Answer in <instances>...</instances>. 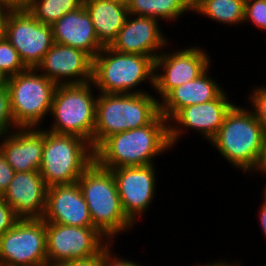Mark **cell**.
Listing matches in <instances>:
<instances>
[{
  "instance_id": "cell-1",
  "label": "cell",
  "mask_w": 266,
  "mask_h": 266,
  "mask_svg": "<svg viewBox=\"0 0 266 266\" xmlns=\"http://www.w3.org/2000/svg\"><path fill=\"white\" fill-rule=\"evenodd\" d=\"M168 125L159 114L144 127L109 136L94 150L95 162L108 170L154 164L155 156L171 150Z\"/></svg>"
},
{
  "instance_id": "cell-2",
  "label": "cell",
  "mask_w": 266,
  "mask_h": 266,
  "mask_svg": "<svg viewBox=\"0 0 266 266\" xmlns=\"http://www.w3.org/2000/svg\"><path fill=\"white\" fill-rule=\"evenodd\" d=\"M247 108L234 105L210 143L235 169L250 174L260 167L266 132Z\"/></svg>"
},
{
  "instance_id": "cell-3",
  "label": "cell",
  "mask_w": 266,
  "mask_h": 266,
  "mask_svg": "<svg viewBox=\"0 0 266 266\" xmlns=\"http://www.w3.org/2000/svg\"><path fill=\"white\" fill-rule=\"evenodd\" d=\"M98 94L92 138L94 150L109 136L144 127L160 114L159 101L150 92L140 94L99 92Z\"/></svg>"
},
{
  "instance_id": "cell-4",
  "label": "cell",
  "mask_w": 266,
  "mask_h": 266,
  "mask_svg": "<svg viewBox=\"0 0 266 266\" xmlns=\"http://www.w3.org/2000/svg\"><path fill=\"white\" fill-rule=\"evenodd\" d=\"M89 208L93 227L109 242L134 224L126 217L112 172L100 167L95 161L77 181ZM132 227V228H131Z\"/></svg>"
},
{
  "instance_id": "cell-5",
  "label": "cell",
  "mask_w": 266,
  "mask_h": 266,
  "mask_svg": "<svg viewBox=\"0 0 266 266\" xmlns=\"http://www.w3.org/2000/svg\"><path fill=\"white\" fill-rule=\"evenodd\" d=\"M155 59L125 54L104 46L93 59L92 82L101 93L140 94L141 83H150L154 90Z\"/></svg>"
},
{
  "instance_id": "cell-6",
  "label": "cell",
  "mask_w": 266,
  "mask_h": 266,
  "mask_svg": "<svg viewBox=\"0 0 266 266\" xmlns=\"http://www.w3.org/2000/svg\"><path fill=\"white\" fill-rule=\"evenodd\" d=\"M94 161V149L87 140L44 129L39 173L48 187L76 183Z\"/></svg>"
},
{
  "instance_id": "cell-7",
  "label": "cell",
  "mask_w": 266,
  "mask_h": 266,
  "mask_svg": "<svg viewBox=\"0 0 266 266\" xmlns=\"http://www.w3.org/2000/svg\"><path fill=\"white\" fill-rule=\"evenodd\" d=\"M93 87L92 81L57 85L50 112L54 120L48 131L76 135L92 145L97 103Z\"/></svg>"
},
{
  "instance_id": "cell-8",
  "label": "cell",
  "mask_w": 266,
  "mask_h": 266,
  "mask_svg": "<svg viewBox=\"0 0 266 266\" xmlns=\"http://www.w3.org/2000/svg\"><path fill=\"white\" fill-rule=\"evenodd\" d=\"M6 87L15 125L18 128L40 127L45 116L50 115L57 85L36 68H27L9 77Z\"/></svg>"
},
{
  "instance_id": "cell-9",
  "label": "cell",
  "mask_w": 266,
  "mask_h": 266,
  "mask_svg": "<svg viewBox=\"0 0 266 266\" xmlns=\"http://www.w3.org/2000/svg\"><path fill=\"white\" fill-rule=\"evenodd\" d=\"M46 264V222L42 218L19 219L0 237V266Z\"/></svg>"
},
{
  "instance_id": "cell-10",
  "label": "cell",
  "mask_w": 266,
  "mask_h": 266,
  "mask_svg": "<svg viewBox=\"0 0 266 266\" xmlns=\"http://www.w3.org/2000/svg\"><path fill=\"white\" fill-rule=\"evenodd\" d=\"M110 243L95 227L46 222L47 261L50 265L95 257Z\"/></svg>"
},
{
  "instance_id": "cell-11",
  "label": "cell",
  "mask_w": 266,
  "mask_h": 266,
  "mask_svg": "<svg viewBox=\"0 0 266 266\" xmlns=\"http://www.w3.org/2000/svg\"><path fill=\"white\" fill-rule=\"evenodd\" d=\"M5 38L27 68H36L54 44L52 26L39 22L28 11L9 13Z\"/></svg>"
},
{
  "instance_id": "cell-12",
  "label": "cell",
  "mask_w": 266,
  "mask_h": 266,
  "mask_svg": "<svg viewBox=\"0 0 266 266\" xmlns=\"http://www.w3.org/2000/svg\"><path fill=\"white\" fill-rule=\"evenodd\" d=\"M205 49L186 47L161 52L155 59L154 89L160 102L173 88L199 77L211 64ZM162 71V73L158 71Z\"/></svg>"
},
{
  "instance_id": "cell-13",
  "label": "cell",
  "mask_w": 266,
  "mask_h": 266,
  "mask_svg": "<svg viewBox=\"0 0 266 266\" xmlns=\"http://www.w3.org/2000/svg\"><path fill=\"white\" fill-rule=\"evenodd\" d=\"M154 164L147 166H125L111 169L120 196L124 214L133 223L153 202L156 193V173Z\"/></svg>"
},
{
  "instance_id": "cell-14",
  "label": "cell",
  "mask_w": 266,
  "mask_h": 266,
  "mask_svg": "<svg viewBox=\"0 0 266 266\" xmlns=\"http://www.w3.org/2000/svg\"><path fill=\"white\" fill-rule=\"evenodd\" d=\"M224 90L216 99L193 104L179 110L169 121V140L172 147L185 133V128L198 131L208 142L217 134L226 114L235 105ZM174 124V125H173Z\"/></svg>"
},
{
  "instance_id": "cell-15",
  "label": "cell",
  "mask_w": 266,
  "mask_h": 266,
  "mask_svg": "<svg viewBox=\"0 0 266 266\" xmlns=\"http://www.w3.org/2000/svg\"><path fill=\"white\" fill-rule=\"evenodd\" d=\"M93 59L83 50L54 43L37 65V71L56 85L92 81ZM43 72V73H42Z\"/></svg>"
},
{
  "instance_id": "cell-16",
  "label": "cell",
  "mask_w": 266,
  "mask_h": 266,
  "mask_svg": "<svg viewBox=\"0 0 266 266\" xmlns=\"http://www.w3.org/2000/svg\"><path fill=\"white\" fill-rule=\"evenodd\" d=\"M159 21L152 17L128 15L109 47L119 53L138 54L156 59L169 42L166 34L161 31Z\"/></svg>"
},
{
  "instance_id": "cell-17",
  "label": "cell",
  "mask_w": 266,
  "mask_h": 266,
  "mask_svg": "<svg viewBox=\"0 0 266 266\" xmlns=\"http://www.w3.org/2000/svg\"><path fill=\"white\" fill-rule=\"evenodd\" d=\"M48 186L39 171L15 172L6 191L0 196L20 219L43 218Z\"/></svg>"
},
{
  "instance_id": "cell-18",
  "label": "cell",
  "mask_w": 266,
  "mask_h": 266,
  "mask_svg": "<svg viewBox=\"0 0 266 266\" xmlns=\"http://www.w3.org/2000/svg\"><path fill=\"white\" fill-rule=\"evenodd\" d=\"M42 219L62 225L93 227L89 208L77 182L48 187Z\"/></svg>"
},
{
  "instance_id": "cell-19",
  "label": "cell",
  "mask_w": 266,
  "mask_h": 266,
  "mask_svg": "<svg viewBox=\"0 0 266 266\" xmlns=\"http://www.w3.org/2000/svg\"><path fill=\"white\" fill-rule=\"evenodd\" d=\"M1 138L0 151L15 172L39 171L44 146V129L16 128Z\"/></svg>"
},
{
  "instance_id": "cell-20",
  "label": "cell",
  "mask_w": 266,
  "mask_h": 266,
  "mask_svg": "<svg viewBox=\"0 0 266 266\" xmlns=\"http://www.w3.org/2000/svg\"><path fill=\"white\" fill-rule=\"evenodd\" d=\"M51 26L54 43L83 50L92 59L104 47L96 36L90 14L84 5L64 14Z\"/></svg>"
},
{
  "instance_id": "cell-21",
  "label": "cell",
  "mask_w": 266,
  "mask_h": 266,
  "mask_svg": "<svg viewBox=\"0 0 266 266\" xmlns=\"http://www.w3.org/2000/svg\"><path fill=\"white\" fill-rule=\"evenodd\" d=\"M210 68L211 65L196 79L173 88L159 102L160 114L167 121L184 107L216 99L225 90L209 75Z\"/></svg>"
},
{
  "instance_id": "cell-22",
  "label": "cell",
  "mask_w": 266,
  "mask_h": 266,
  "mask_svg": "<svg viewBox=\"0 0 266 266\" xmlns=\"http://www.w3.org/2000/svg\"><path fill=\"white\" fill-rule=\"evenodd\" d=\"M83 5L90 14L99 42L110 46L129 15L128 7L114 0H83Z\"/></svg>"
},
{
  "instance_id": "cell-23",
  "label": "cell",
  "mask_w": 266,
  "mask_h": 266,
  "mask_svg": "<svg viewBox=\"0 0 266 266\" xmlns=\"http://www.w3.org/2000/svg\"><path fill=\"white\" fill-rule=\"evenodd\" d=\"M245 0H198L192 12L223 25L244 24Z\"/></svg>"
},
{
  "instance_id": "cell-24",
  "label": "cell",
  "mask_w": 266,
  "mask_h": 266,
  "mask_svg": "<svg viewBox=\"0 0 266 266\" xmlns=\"http://www.w3.org/2000/svg\"><path fill=\"white\" fill-rule=\"evenodd\" d=\"M128 12L129 15L174 22L185 12H192V5L188 0H132Z\"/></svg>"
},
{
  "instance_id": "cell-25",
  "label": "cell",
  "mask_w": 266,
  "mask_h": 266,
  "mask_svg": "<svg viewBox=\"0 0 266 266\" xmlns=\"http://www.w3.org/2000/svg\"><path fill=\"white\" fill-rule=\"evenodd\" d=\"M83 5V0H34L28 12L39 22L54 24L64 14L77 10Z\"/></svg>"
},
{
  "instance_id": "cell-26",
  "label": "cell",
  "mask_w": 266,
  "mask_h": 266,
  "mask_svg": "<svg viewBox=\"0 0 266 266\" xmlns=\"http://www.w3.org/2000/svg\"><path fill=\"white\" fill-rule=\"evenodd\" d=\"M26 69L27 67L21 61L18 51L6 38L0 39V70L9 78Z\"/></svg>"
},
{
  "instance_id": "cell-27",
  "label": "cell",
  "mask_w": 266,
  "mask_h": 266,
  "mask_svg": "<svg viewBox=\"0 0 266 266\" xmlns=\"http://www.w3.org/2000/svg\"><path fill=\"white\" fill-rule=\"evenodd\" d=\"M247 22L266 31V1L245 0L244 23Z\"/></svg>"
},
{
  "instance_id": "cell-28",
  "label": "cell",
  "mask_w": 266,
  "mask_h": 266,
  "mask_svg": "<svg viewBox=\"0 0 266 266\" xmlns=\"http://www.w3.org/2000/svg\"><path fill=\"white\" fill-rule=\"evenodd\" d=\"M18 128L10 109V99L7 87L0 88V139Z\"/></svg>"
},
{
  "instance_id": "cell-29",
  "label": "cell",
  "mask_w": 266,
  "mask_h": 266,
  "mask_svg": "<svg viewBox=\"0 0 266 266\" xmlns=\"http://www.w3.org/2000/svg\"><path fill=\"white\" fill-rule=\"evenodd\" d=\"M248 99L253 107L251 111L266 132V86L254 87Z\"/></svg>"
},
{
  "instance_id": "cell-30",
  "label": "cell",
  "mask_w": 266,
  "mask_h": 266,
  "mask_svg": "<svg viewBox=\"0 0 266 266\" xmlns=\"http://www.w3.org/2000/svg\"><path fill=\"white\" fill-rule=\"evenodd\" d=\"M19 219L14 209L0 198V237L10 230Z\"/></svg>"
},
{
  "instance_id": "cell-31",
  "label": "cell",
  "mask_w": 266,
  "mask_h": 266,
  "mask_svg": "<svg viewBox=\"0 0 266 266\" xmlns=\"http://www.w3.org/2000/svg\"><path fill=\"white\" fill-rule=\"evenodd\" d=\"M112 243H110L102 252H101V266H142L134 260H126L120 257H117L113 251ZM114 254V255H113Z\"/></svg>"
},
{
  "instance_id": "cell-32",
  "label": "cell",
  "mask_w": 266,
  "mask_h": 266,
  "mask_svg": "<svg viewBox=\"0 0 266 266\" xmlns=\"http://www.w3.org/2000/svg\"><path fill=\"white\" fill-rule=\"evenodd\" d=\"M15 174L12 166L0 151V196L6 191Z\"/></svg>"
},
{
  "instance_id": "cell-33",
  "label": "cell",
  "mask_w": 266,
  "mask_h": 266,
  "mask_svg": "<svg viewBox=\"0 0 266 266\" xmlns=\"http://www.w3.org/2000/svg\"><path fill=\"white\" fill-rule=\"evenodd\" d=\"M5 7H7L10 11H28L34 0H0Z\"/></svg>"
},
{
  "instance_id": "cell-34",
  "label": "cell",
  "mask_w": 266,
  "mask_h": 266,
  "mask_svg": "<svg viewBox=\"0 0 266 266\" xmlns=\"http://www.w3.org/2000/svg\"><path fill=\"white\" fill-rule=\"evenodd\" d=\"M56 266H101V253L89 259L66 261Z\"/></svg>"
},
{
  "instance_id": "cell-35",
  "label": "cell",
  "mask_w": 266,
  "mask_h": 266,
  "mask_svg": "<svg viewBox=\"0 0 266 266\" xmlns=\"http://www.w3.org/2000/svg\"><path fill=\"white\" fill-rule=\"evenodd\" d=\"M11 11L0 3V39L5 38V25Z\"/></svg>"
},
{
  "instance_id": "cell-36",
  "label": "cell",
  "mask_w": 266,
  "mask_h": 266,
  "mask_svg": "<svg viewBox=\"0 0 266 266\" xmlns=\"http://www.w3.org/2000/svg\"><path fill=\"white\" fill-rule=\"evenodd\" d=\"M264 197V202L261 204L260 210H259V216L258 218L260 219V226H261V230L262 233H264V235L266 236V191H264V195L262 196Z\"/></svg>"
},
{
  "instance_id": "cell-37",
  "label": "cell",
  "mask_w": 266,
  "mask_h": 266,
  "mask_svg": "<svg viewBox=\"0 0 266 266\" xmlns=\"http://www.w3.org/2000/svg\"><path fill=\"white\" fill-rule=\"evenodd\" d=\"M241 266V264L240 263H237L236 262V264L233 262H228V261H226V262H224V260H222V261H216V262H214L213 264H199V265H197V266ZM196 266V265H195Z\"/></svg>"
},
{
  "instance_id": "cell-38",
  "label": "cell",
  "mask_w": 266,
  "mask_h": 266,
  "mask_svg": "<svg viewBox=\"0 0 266 266\" xmlns=\"http://www.w3.org/2000/svg\"><path fill=\"white\" fill-rule=\"evenodd\" d=\"M258 172L266 175V137H265L264 155L260 167L258 169ZM264 188H265L264 191H266V185Z\"/></svg>"
},
{
  "instance_id": "cell-39",
  "label": "cell",
  "mask_w": 266,
  "mask_h": 266,
  "mask_svg": "<svg viewBox=\"0 0 266 266\" xmlns=\"http://www.w3.org/2000/svg\"><path fill=\"white\" fill-rule=\"evenodd\" d=\"M8 83V77L7 75L0 70V88H5Z\"/></svg>"
},
{
  "instance_id": "cell-40",
  "label": "cell",
  "mask_w": 266,
  "mask_h": 266,
  "mask_svg": "<svg viewBox=\"0 0 266 266\" xmlns=\"http://www.w3.org/2000/svg\"><path fill=\"white\" fill-rule=\"evenodd\" d=\"M116 3L122 4L126 7H128L131 4L132 0H114Z\"/></svg>"
},
{
  "instance_id": "cell-41",
  "label": "cell",
  "mask_w": 266,
  "mask_h": 266,
  "mask_svg": "<svg viewBox=\"0 0 266 266\" xmlns=\"http://www.w3.org/2000/svg\"><path fill=\"white\" fill-rule=\"evenodd\" d=\"M189 1V3L191 4V5H193L195 2H197L198 0H188Z\"/></svg>"
},
{
  "instance_id": "cell-42",
  "label": "cell",
  "mask_w": 266,
  "mask_h": 266,
  "mask_svg": "<svg viewBox=\"0 0 266 266\" xmlns=\"http://www.w3.org/2000/svg\"><path fill=\"white\" fill-rule=\"evenodd\" d=\"M43 266H56V265H50V264H46V265H43Z\"/></svg>"
}]
</instances>
